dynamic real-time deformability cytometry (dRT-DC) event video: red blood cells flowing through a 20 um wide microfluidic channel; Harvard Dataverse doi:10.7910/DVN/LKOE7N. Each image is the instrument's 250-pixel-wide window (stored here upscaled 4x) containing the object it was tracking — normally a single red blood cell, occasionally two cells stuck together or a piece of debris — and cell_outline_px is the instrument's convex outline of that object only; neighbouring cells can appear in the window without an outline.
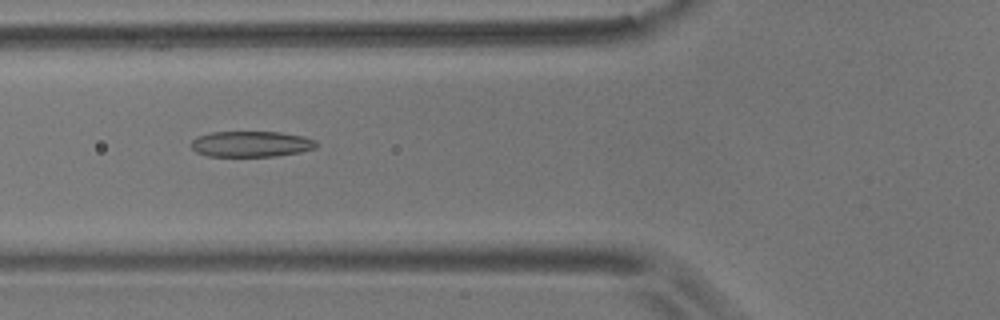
{"species": "common noctule bat (a hibernating species)", "species_latin": "Nyctalus noctula", "temperature_condition": "room temperature", "stored_images_in_passage": 7, "camera_frame_rate_fps": 3000, "um_per_image_px": 0.085, "animal": {"sex": "male", "body_mass_g": 17.9}, "frame": {"image": 1, "passage_image": 5, "time_ms": 4.667, "image_size_px": [1000, 320], "cell_outline_px": [[316, 148], [300, 152], [276, 156], [208, 156], [196, 152], [188, 144], [196, 136], [212, 132], [280, 132], [304, 136], [316, 140]], "centroid_in_image_um": [21.32, 12.24], "position_along_channel_um": 104.5, "area_um2": 18.96}}
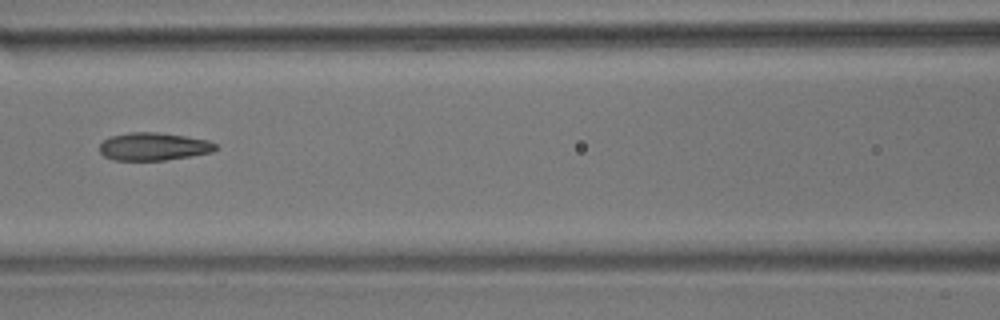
{"frame": {"image": 2, "passage_image": 6, "time_ms": 6.0, "image_size_px": [1000, 320], "cell_outline_px": [[216, 148], [212, 152], [164, 160], [112, 160], [104, 156], [100, 152], [100, 144], [104, 140], [112, 136], [128, 132], [156, 132], [184, 136], [208, 140], [216, 144]], "centroid_in_image_um": [13.02, 12.45], "position_along_channel_um": 153.6, "area_um2": 18.61}}
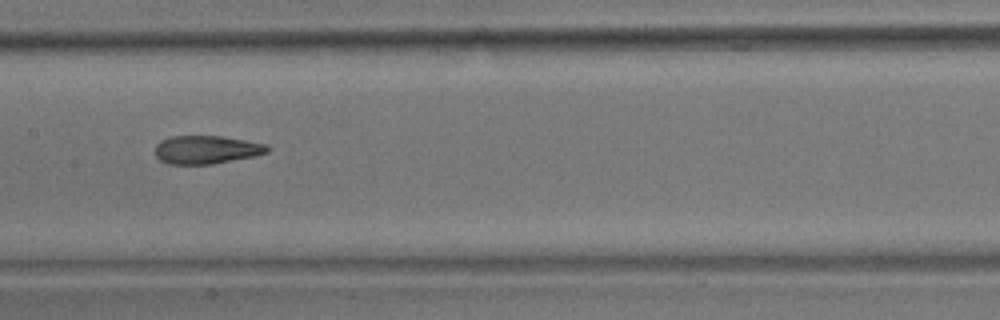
{"frame": {"image": 3, "passage_image": 7, "time_ms": 7.0, "image_size_px": [1000, 320], "cell_outline_px": [[272, 148], [268, 152], [256, 156], [212, 164], [168, 164], [160, 160], [156, 156], [156, 144], [160, 140], [172, 136], [220, 136], [268, 144]], "centroid_in_image_um": [17.58, 12.72], "position_along_channel_um": 189.8, "area_um2": 18.61}}